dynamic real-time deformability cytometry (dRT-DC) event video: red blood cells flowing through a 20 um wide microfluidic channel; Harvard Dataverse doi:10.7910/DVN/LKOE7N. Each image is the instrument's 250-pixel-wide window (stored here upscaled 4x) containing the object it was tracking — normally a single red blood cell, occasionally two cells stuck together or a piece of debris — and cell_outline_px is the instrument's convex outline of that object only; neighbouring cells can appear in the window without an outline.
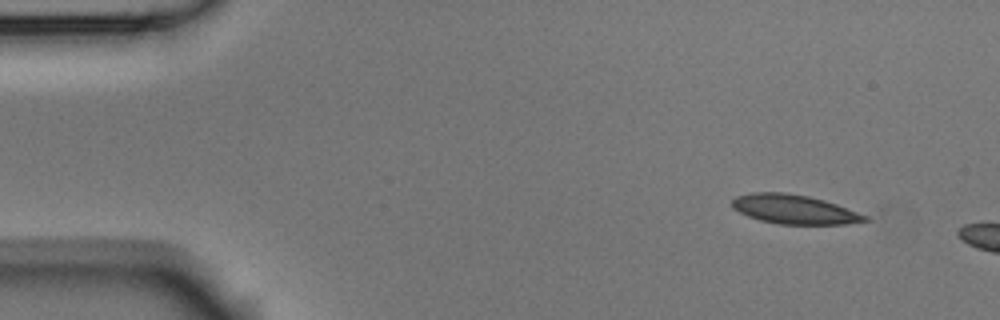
{"species": "Egyptian fruit bat (a non-hibernating species)", "species_latin": "Rousettus aegyptiacus", "temperature_condition": "room temperature", "stored_images_in_passage": 4, "camera_frame_rate_fps": 3000, "um_per_image_px": 0.085, "animal": {"sex": "male"}, "frame": {"image": 1, "passage_image": 1, "time_ms": 0.0, "image_size_px": [1000, 320], "cell_outline_px": [[872, 220], [844, 224], [780, 224], [760, 220], [748, 216], [732, 208], [732, 200], [736, 196], [752, 192], [784, 192], [808, 196], [824, 200], [836, 204], [868, 216]], "centroid_in_image_um": [67.5, 17.79], "position_along_channel_um": 17.5, "area_um2": 22.54}}